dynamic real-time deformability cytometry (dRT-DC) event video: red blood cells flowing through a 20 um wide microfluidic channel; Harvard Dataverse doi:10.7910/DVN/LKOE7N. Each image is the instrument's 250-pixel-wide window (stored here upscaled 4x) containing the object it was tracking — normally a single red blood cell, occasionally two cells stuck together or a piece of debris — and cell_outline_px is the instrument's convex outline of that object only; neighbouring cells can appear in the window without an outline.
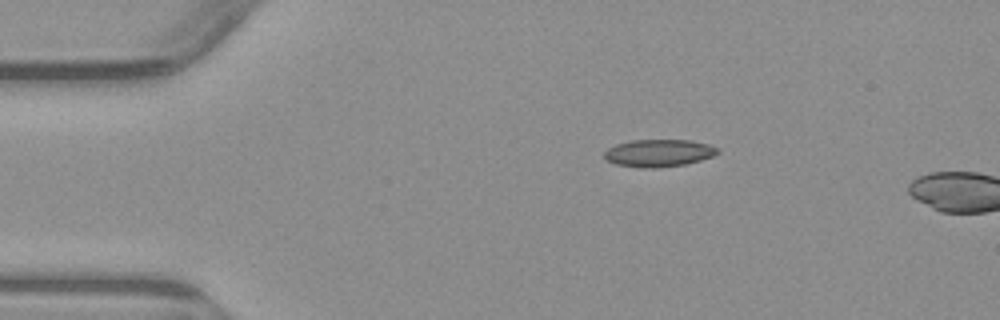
{"species": "common noctule bat (a hibernating species)", "species_latin": "Nyctalus noctula", "temperature_condition": "warm", "stored_images_in_passage": 2, "camera_frame_rate_fps": 3000, "um_per_image_px": 0.085, "animal": {"sex": "male", "body_mass_g": 23.1, "forearm_length_mm": 52.7}, "frame": {"image": 1, "passage_image": 1, "time_ms": 0.0, "image_size_px": [1000, 320], "cell_outline_px": [[720, 152], [712, 156], [700, 160], [684, 164], [656, 168], [644, 168], [616, 164], [608, 160], [604, 156], [604, 152], [608, 148], [616, 144], [632, 140], [692, 140], [708, 144], [716, 148]], "centroid_in_image_um": [55.98, 13.0], "position_along_channel_um": 29.0, "area_um2": 17.92}}